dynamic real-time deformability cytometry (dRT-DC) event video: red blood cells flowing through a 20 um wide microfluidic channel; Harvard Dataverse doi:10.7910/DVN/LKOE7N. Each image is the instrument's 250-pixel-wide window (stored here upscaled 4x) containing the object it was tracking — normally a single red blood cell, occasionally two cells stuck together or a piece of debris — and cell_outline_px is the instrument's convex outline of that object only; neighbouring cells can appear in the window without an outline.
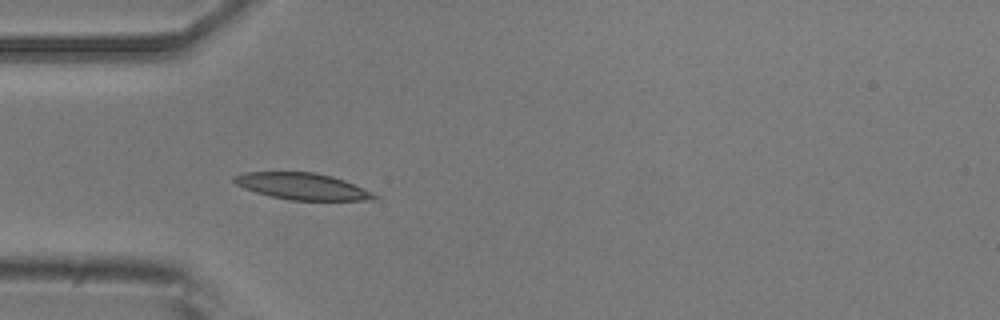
{"species": "common noctule bat (a hibernating species)", "species_latin": "Nyctalus noctula", "temperature_condition": "room temperature", "stored_images_in_passage": 1, "camera_frame_rate_fps": 3000, "um_per_image_px": 0.085, "animal": {"sex": "male", "body_mass_g": 20.5, "forearm_length_mm": 52.5}, "frame": {"image": 1, "passage_image": 1, "time_ms": 0.0, "image_size_px": [1000, 320], "cell_outline_px": [[380, 196], [372, 200], [288, 200], [256, 192], [244, 188], [236, 184], [232, 180], [232, 176], [244, 172], [316, 172], [332, 176], [344, 180], [372, 192]], "centroid_in_image_um": [25.68, 15.83], "position_along_channel_um": 59.3, "area_um2": 21.68}}